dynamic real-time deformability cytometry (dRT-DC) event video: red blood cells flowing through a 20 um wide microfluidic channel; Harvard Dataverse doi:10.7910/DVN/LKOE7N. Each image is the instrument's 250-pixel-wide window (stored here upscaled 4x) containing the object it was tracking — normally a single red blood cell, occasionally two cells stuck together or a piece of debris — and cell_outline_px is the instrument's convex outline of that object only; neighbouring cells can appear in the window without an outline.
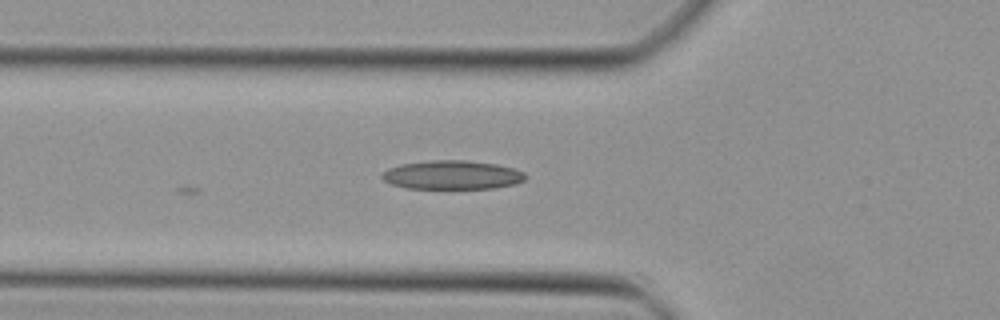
{"species": "Egyptian fruit bat (a non-hibernating species)", "species_latin": "Rousettus aegyptiacus", "temperature_condition": "cold", "stored_images_in_passage": 3, "camera_frame_rate_fps": 3000, "um_per_image_px": 0.085, "animal": {"sex": "female"}, "frame": {"image": 1, "passage_image": 3, "time_ms": 0.667, "image_size_px": [1000, 320], "cell_outline_px": [[528, 176], [524, 180], [516, 184], [496, 188], [404, 188], [392, 184], [384, 180], [380, 176], [388, 168], [400, 164], [432, 160], [468, 160], [496, 164], [512, 168], [524, 172]], "centroid_in_image_um": [38.45, 14.87], "position_along_channel_um": 87.3, "area_um2": 24.16}}